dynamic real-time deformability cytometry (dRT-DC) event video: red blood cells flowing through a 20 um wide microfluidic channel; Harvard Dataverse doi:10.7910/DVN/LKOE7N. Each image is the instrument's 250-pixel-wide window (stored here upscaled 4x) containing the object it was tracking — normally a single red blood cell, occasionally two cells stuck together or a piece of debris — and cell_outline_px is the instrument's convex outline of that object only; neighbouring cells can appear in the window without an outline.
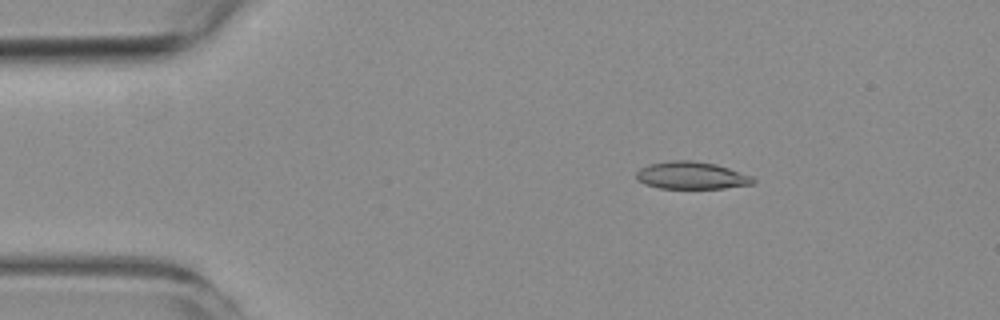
{"species": "common noctule bat (a hibernating species)", "species_latin": "Nyctalus noctula", "temperature_condition": "room temperature", "stored_images_in_passage": 5, "camera_frame_rate_fps": 3000, "um_per_image_px": 0.085, "animal": {"sex": "female", "body_mass_g": 19.3, "forearm_length_mm": 54.1}, "frame": {"image": 1, "passage_image": 2, "time_ms": 1.333, "image_size_px": [1000, 320], "cell_outline_px": [[756, 180], [752, 184], [724, 188], [660, 188], [644, 184], [636, 180], [636, 172], [640, 168], [648, 164], [672, 160], [692, 160], [716, 164], [752, 176]], "centroid_in_image_um": [58.74, 14.91], "position_along_channel_um": 26.3, "area_um2": 18.67}}
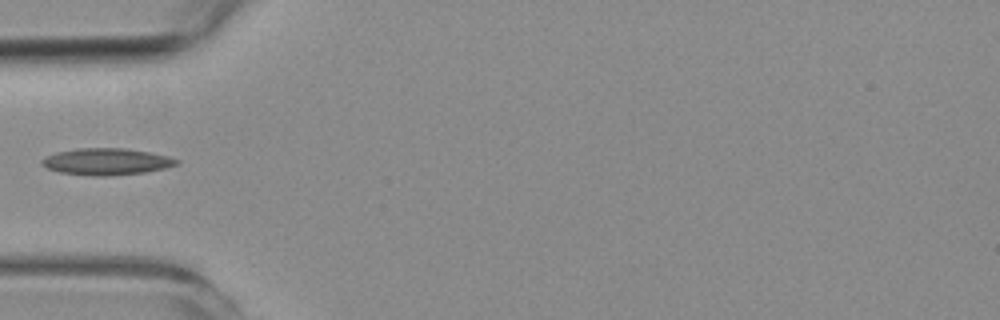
{"frame": {"image": 2, "passage_image": 4, "time_ms": 4.333, "image_size_px": [1000, 320], "cell_outline_px": [[180, 164], [164, 168], [144, 172], [108, 176], [92, 176], [60, 172], [48, 168], [40, 164], [40, 160], [56, 152], [76, 148], [124, 148], [148, 152], [168, 156], [180, 160]], "centroid_in_image_um": [9.05, 13.73], "position_along_channel_um": 75.9, "area_um2": 20.92}}
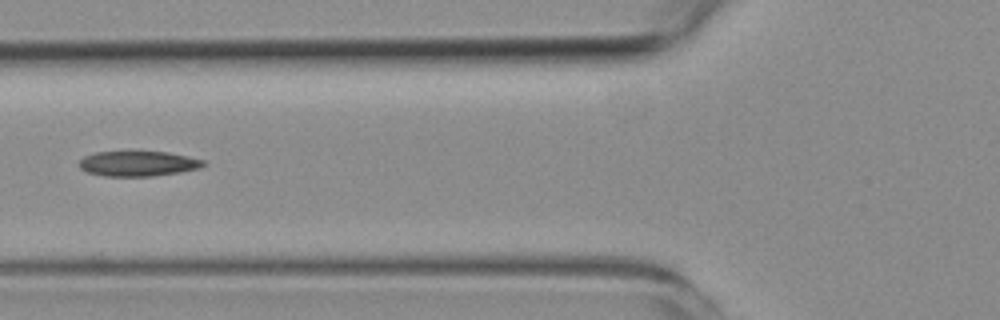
{"frame": {"image": 3, "passage_image": 5, "time_ms": 5.333, "image_size_px": [1000, 320], "cell_outline_px": [[208, 164], [200, 168], [180, 172], [152, 176], [104, 176], [88, 172], [80, 168], [76, 164], [84, 156], [96, 152], [168, 152], [188, 156], [204, 160]], "centroid_in_image_um": [11.75, 13.91], "position_along_channel_um": 114.1, "area_um2": 18.26}}